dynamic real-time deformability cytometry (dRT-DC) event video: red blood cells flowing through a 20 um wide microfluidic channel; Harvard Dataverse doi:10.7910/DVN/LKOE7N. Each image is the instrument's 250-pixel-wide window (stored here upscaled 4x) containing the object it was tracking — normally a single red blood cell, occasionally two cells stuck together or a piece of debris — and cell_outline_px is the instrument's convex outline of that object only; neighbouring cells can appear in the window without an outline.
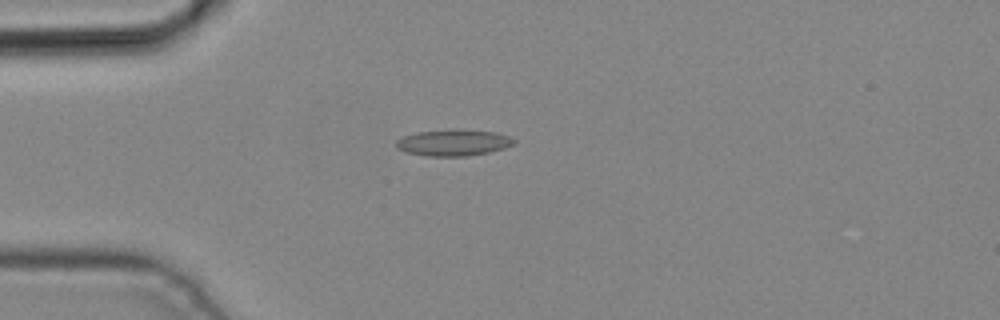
{"species": "common noctule bat (a hibernating species)", "species_latin": "Nyctalus noctula", "temperature_condition": "cold", "stored_images_in_passage": 1, "camera_frame_rate_fps": 3000, "um_per_image_px": 0.085, "animal": {"sex": "male", "body_mass_g": 19.2, "forearm_length_mm": 51.8}, "frame": {"image": 1, "passage_image": 1, "time_ms": 0.0, "image_size_px": [1000, 320], "cell_outline_px": [[516, 140], [512, 144], [504, 148], [488, 152], [464, 156], [424, 156], [408, 152], [396, 148], [396, 140], [404, 136], [416, 132], [456, 128], [496, 132], [508, 136]], "centroid_in_image_um": [38.52, 12.11], "position_along_channel_um": 46.5, "area_um2": 18.15}}